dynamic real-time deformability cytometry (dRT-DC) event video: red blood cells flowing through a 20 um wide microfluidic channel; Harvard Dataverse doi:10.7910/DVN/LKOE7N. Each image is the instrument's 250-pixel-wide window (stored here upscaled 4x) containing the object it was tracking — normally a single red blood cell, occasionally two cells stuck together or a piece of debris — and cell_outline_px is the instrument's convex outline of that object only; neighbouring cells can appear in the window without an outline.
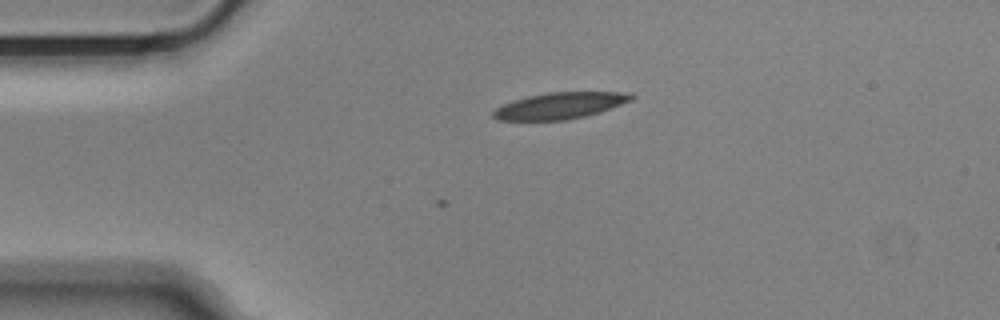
{"species": "Egyptian fruit bat (a non-hibernating species)", "species_latin": "Rousettus aegyptiacus", "temperature_condition": "cold", "stored_images_in_passage": 3, "camera_frame_rate_fps": 3000, "um_per_image_px": 0.085, "animal": {"sex": "male"}, "frame": {"image": 1, "passage_image": 3, "time_ms": 0.667, "image_size_px": [1000, 320], "cell_outline_px": [[636, 96], [632, 100], [600, 112], [584, 116], [564, 120], [496, 120], [492, 116], [492, 112], [496, 108], [512, 100], [528, 96], [548, 92], [632, 92]], "centroid_in_image_um": [47.61, 8.97], "position_along_channel_um": 37.4, "area_um2": 21.27}}